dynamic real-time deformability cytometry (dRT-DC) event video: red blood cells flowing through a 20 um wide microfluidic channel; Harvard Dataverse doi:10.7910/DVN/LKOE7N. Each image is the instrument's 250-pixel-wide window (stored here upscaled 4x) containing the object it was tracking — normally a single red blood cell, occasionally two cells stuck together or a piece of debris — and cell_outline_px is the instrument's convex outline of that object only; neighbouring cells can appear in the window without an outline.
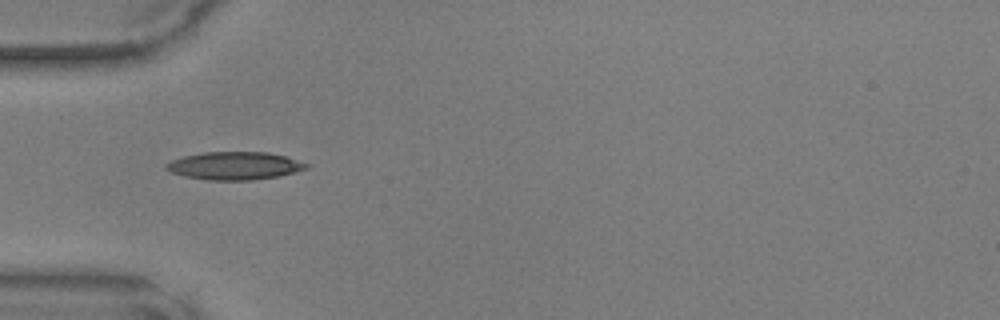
{"species": "common noctule bat (a hibernating species)", "species_latin": "Nyctalus noctula", "temperature_condition": "warm", "stored_images_in_passage": 34, "camera_frame_rate_fps": 3000, "um_per_image_px": 0.085, "animal": {"sex": "male", "body_mass_g": 17.9, "forearm_length_mm": 54.2}, "frame": {"image": 1, "passage_image": 1, "time_ms": 0.0, "image_size_px": [1000, 320], "cell_outline_px": [[308, 168], [296, 172], [280, 176], [252, 180], [208, 180], [184, 176], [172, 172], [164, 168], [164, 164], [172, 160], [184, 156], [204, 152], [268, 152], [284, 156], [308, 164]], "centroid_in_image_um": [19.93, 14.09], "position_along_channel_um": 65.1, "area_um2": 22.72}}
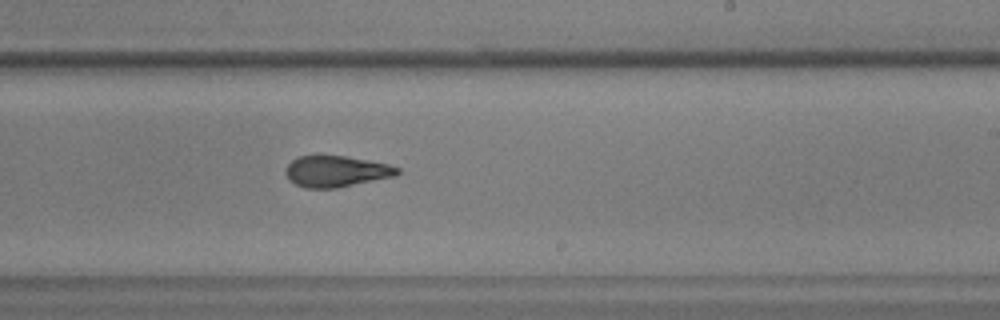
{"frame": {"image": 2, "passage_image": 15, "time_ms": 4.667, "image_size_px": [1000, 320], "cell_outline_px": [[400, 172], [396, 176], [336, 188], [304, 188], [288, 180], [284, 172], [288, 164], [292, 160], [300, 156], [344, 156], [388, 164], [400, 168]], "centroid_in_image_um": [28.56, 14.58], "position_along_channel_um": 260.4, "area_um2": 20.23}}
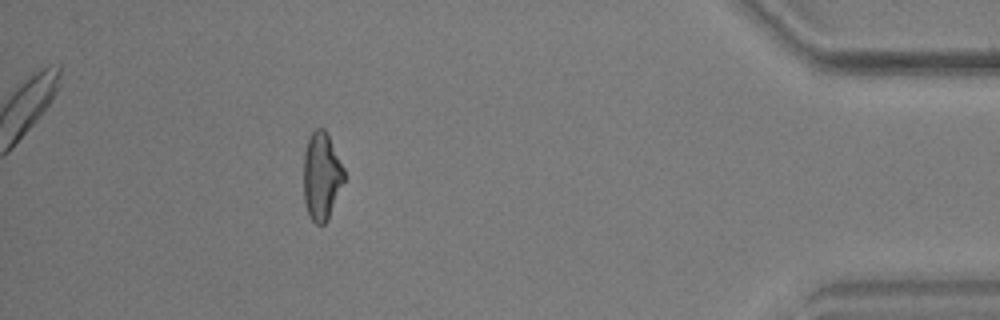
{"frame": {"image": 3, "passage_image": 29, "time_ms": 9.333, "image_size_px": [1000, 320], "cell_outline_px": [[344, 180], [328, 220], [324, 224], [316, 224], [312, 220], [308, 212], [304, 200], [304, 152], [308, 140], [312, 132], [316, 128], [324, 128], [344, 168]], "centroid_in_image_um": [27.33, 14.98], "position_along_channel_um": 407.9, "area_um2": 20.4}}